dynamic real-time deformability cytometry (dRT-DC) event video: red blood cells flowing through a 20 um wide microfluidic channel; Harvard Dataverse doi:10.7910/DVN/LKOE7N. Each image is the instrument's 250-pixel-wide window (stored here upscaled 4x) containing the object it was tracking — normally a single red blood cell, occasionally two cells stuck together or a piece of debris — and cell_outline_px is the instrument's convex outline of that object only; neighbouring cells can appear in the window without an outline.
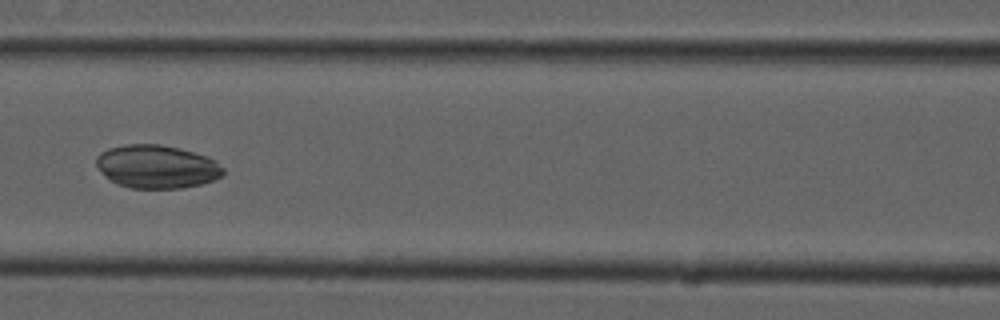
{"species": "common noctule bat (a hibernating species)", "species_latin": "Nyctalus noctula", "temperature_condition": "cold", "stored_images_in_passage": 7, "camera_frame_rate_fps": 3000, "um_per_image_px": 0.085, "animal": {"sex": "male", "forearm_length_mm": 52.5}, "frame": {"image": 1, "passage_image": 5, "time_ms": 1.333, "image_size_px": [1000, 320], "cell_outline_px": [[224, 172], [216, 180], [200, 184], [180, 188], [132, 188], [116, 184], [104, 176], [96, 164], [96, 156], [100, 152], [108, 148], [128, 144], [160, 144], [180, 148], [208, 156], [224, 168]], "centroid_in_image_um": [13.31, 14.16], "position_along_channel_um": 153.3, "area_um2": 32.14}}
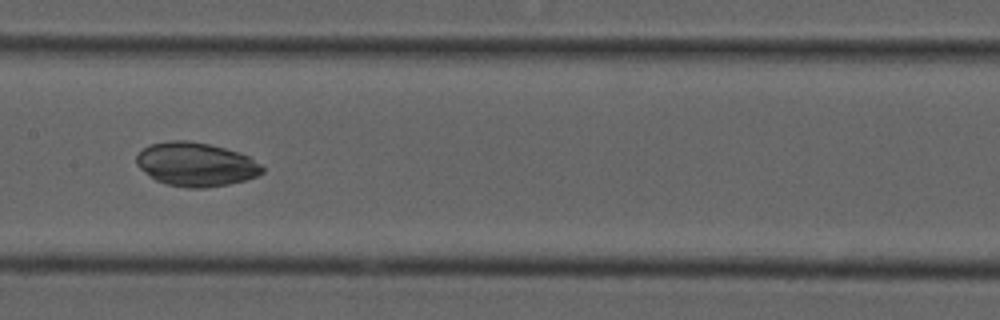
{"frame": {"image": 2, "passage_image": 6, "time_ms": 1.667, "image_size_px": [1000, 320], "cell_outline_px": [[264, 172], [256, 176], [244, 180], [228, 184], [204, 188], [188, 188], [164, 184], [156, 180], [140, 168], [136, 164], [136, 156], [144, 148], [152, 144], [172, 140], [184, 140], [208, 144], [224, 148], [248, 156], [260, 164], [264, 168]], "centroid_in_image_um": [16.64, 13.98], "position_along_channel_um": 190.8, "area_um2": 31.79}}
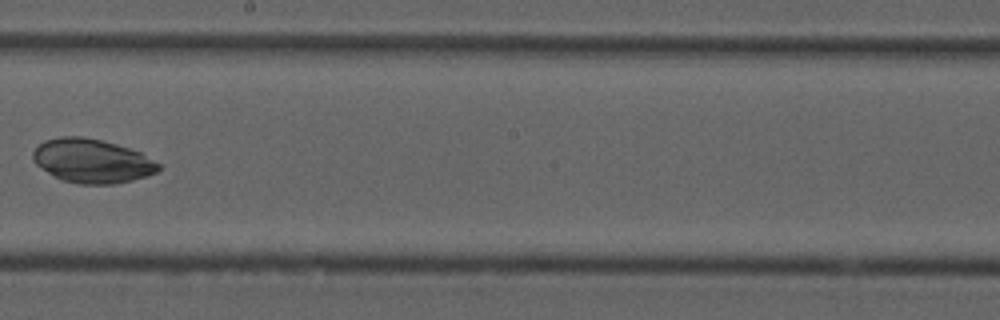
{"frame": {"image": 3, "passage_image": 7, "time_ms": 2.0, "image_size_px": [1000, 320], "cell_outline_px": [[160, 168], [156, 172], [148, 176], [116, 184], [80, 184], [60, 180], [36, 164], [32, 160], [32, 152], [44, 140], [60, 136], [80, 136], [100, 140], [116, 144], [140, 152], [160, 164]], "centroid_in_image_um": [7.81, 13.68], "position_along_channel_um": 240.4, "area_um2": 32.14}}